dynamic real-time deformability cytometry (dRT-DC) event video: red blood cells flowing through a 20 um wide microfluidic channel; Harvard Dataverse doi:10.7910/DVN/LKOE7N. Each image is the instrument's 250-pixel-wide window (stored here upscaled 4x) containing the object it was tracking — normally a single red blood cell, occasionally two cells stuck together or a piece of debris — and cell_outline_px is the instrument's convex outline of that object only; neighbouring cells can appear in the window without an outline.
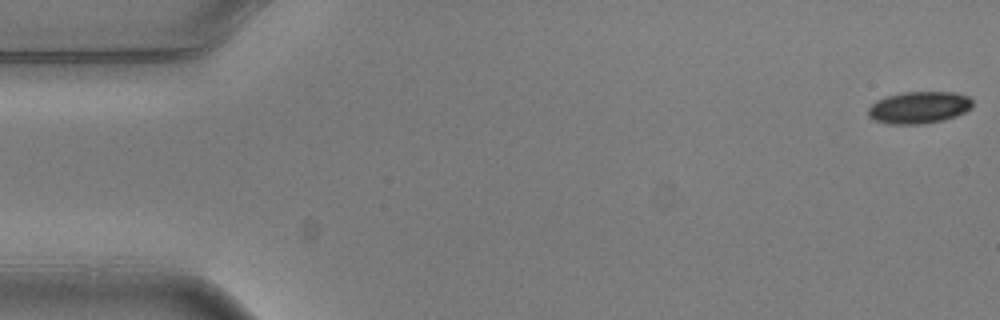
{"species": "common noctule bat (a hibernating species)", "species_latin": "Nyctalus noctula", "temperature_condition": "warm", "stored_images_in_passage": 4, "camera_frame_rate_fps": 3000, "um_per_image_px": 0.085, "animal": {"sex": "male", "body_mass_g": 20.5, "forearm_length_mm": 52.5}, "frame": {"image": 1, "passage_image": 1, "time_ms": 0.0, "image_size_px": [1000, 320], "cell_outline_px": [[972, 108], [956, 116], [940, 120], [920, 124], [888, 124], [876, 120], [868, 116], [868, 108], [876, 100], [900, 92], [956, 92], [968, 96], [972, 100]], "centroid_in_image_um": [78.11, 9.12], "position_along_channel_um": 6.9, "area_um2": 19.42}}
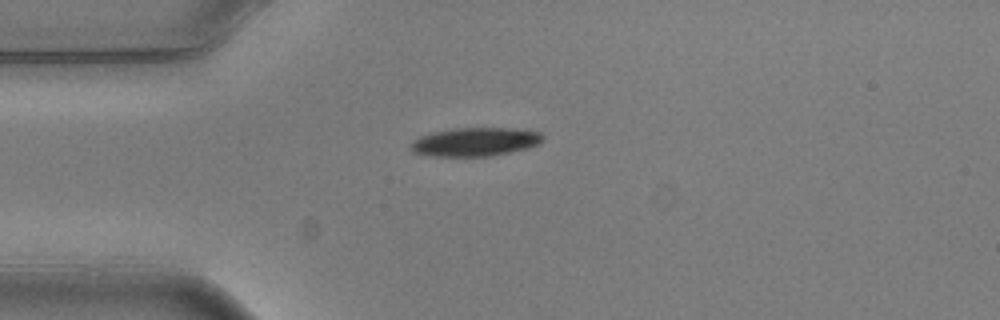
{"frame": {"image": 2, "passage_image": 4, "time_ms": 1.0, "image_size_px": [1000, 320], "cell_outline_px": [[544, 140], [540, 144], [528, 148], [492, 156], [428, 156], [412, 152], [408, 144], [412, 140], [420, 136], [432, 132], [452, 128], [516, 128], [540, 132], [544, 136]], "centroid_in_image_um": [40.38, 12.06], "position_along_channel_um": 44.6, "area_um2": 22.43}}